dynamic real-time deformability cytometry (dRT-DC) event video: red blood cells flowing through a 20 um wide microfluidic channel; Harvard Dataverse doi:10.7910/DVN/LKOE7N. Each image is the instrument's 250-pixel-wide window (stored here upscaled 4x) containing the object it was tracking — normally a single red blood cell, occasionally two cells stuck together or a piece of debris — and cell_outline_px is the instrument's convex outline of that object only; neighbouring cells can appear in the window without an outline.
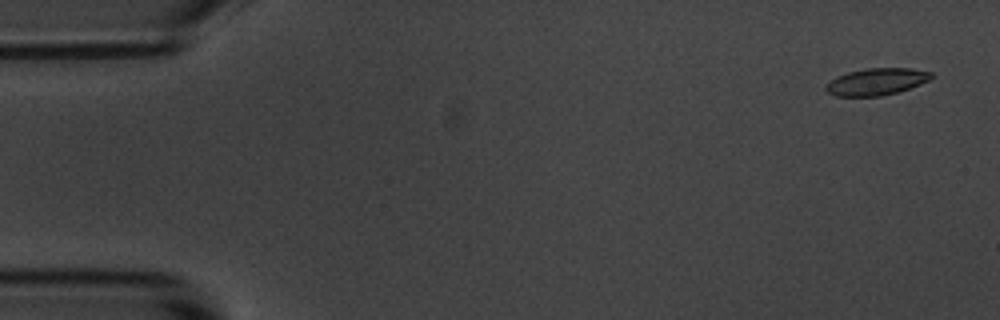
{"species": "common noctule bat (a hibernating species)", "species_latin": "Nyctalus noctula", "temperature_condition": "room temperature", "stored_images_in_passage": 4, "camera_frame_rate_fps": 3000, "um_per_image_px": 0.085, "animal": {"sex": "male", "body_mass_g": 20.1, "forearm_length_mm": 53.5}, "frame": {"image": 1, "passage_image": 1, "time_ms": 0.0, "image_size_px": [1000, 320], "cell_outline_px": [[932, 76], [928, 80], [920, 84], [896, 92], [880, 96], [836, 96], [828, 92], [824, 88], [836, 76], [848, 72], [868, 68], [908, 68], [932, 72]], "centroid_in_image_um": [74.48, 6.94], "position_along_channel_um": 10.5, "area_um2": 16.24}}
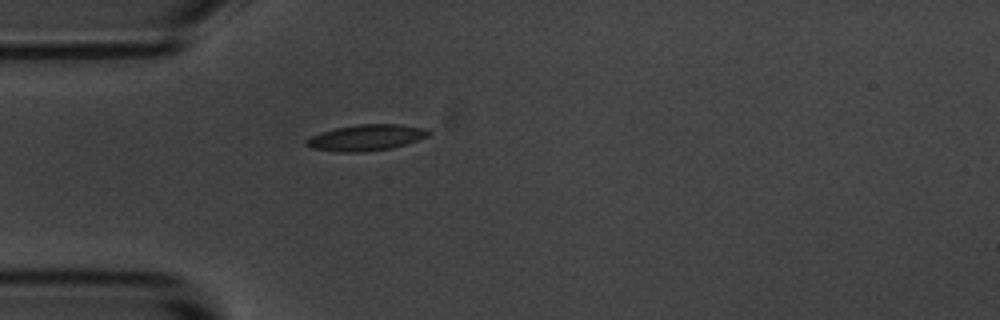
{"frame": {"image": 2, "passage_image": 4, "time_ms": 4.333, "image_size_px": [1000, 320], "cell_outline_px": [[432, 132], [428, 136], [392, 148], [360, 152], [340, 152], [312, 148], [304, 144], [304, 140], [320, 132], [336, 128], [360, 124], [400, 124], [424, 128]], "centroid_in_image_um": [31.1, 11.69], "position_along_channel_um": 53.9, "area_um2": 18.44}}